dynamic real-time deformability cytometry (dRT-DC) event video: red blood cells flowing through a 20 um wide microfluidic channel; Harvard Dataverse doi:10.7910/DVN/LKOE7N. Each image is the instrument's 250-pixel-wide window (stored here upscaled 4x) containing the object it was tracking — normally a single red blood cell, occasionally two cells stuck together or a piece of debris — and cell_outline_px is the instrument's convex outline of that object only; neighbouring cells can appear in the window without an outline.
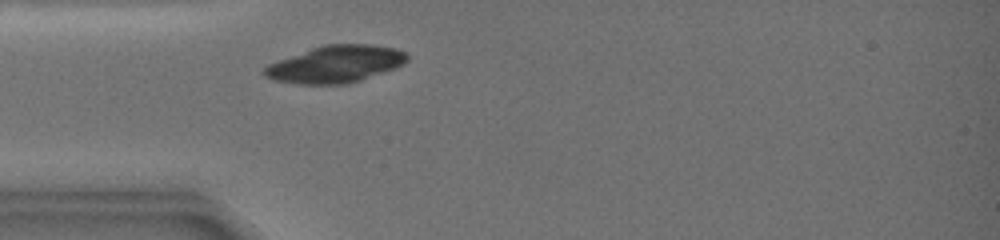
{"species": "common noctule bat (a hibernating species)", "species_latin": "Nyctalus noctula", "temperature_condition": "warm", "stored_images_in_passage": 31, "camera_frame_rate_fps": 3000, "um_per_image_px": 0.085, "animal": {"sex": "female", "body_mass_g": 19.0, "forearm_length_mm": 51.5}, "frame": {"image": 1, "passage_image": 2, "time_ms": 0.333, "image_size_px": [1000, 240], "cell_outline_px": [[408, 60], [404, 64], [356, 80], [340, 84], [308, 84], [276, 80], [268, 76], [264, 72], [264, 68], [268, 64], [276, 60], [324, 44], [372, 44], [396, 48], [408, 52]], "centroid_in_image_um": [28.54, 5.41], "position_along_channel_um": 56.5, "area_um2": 30.17}}
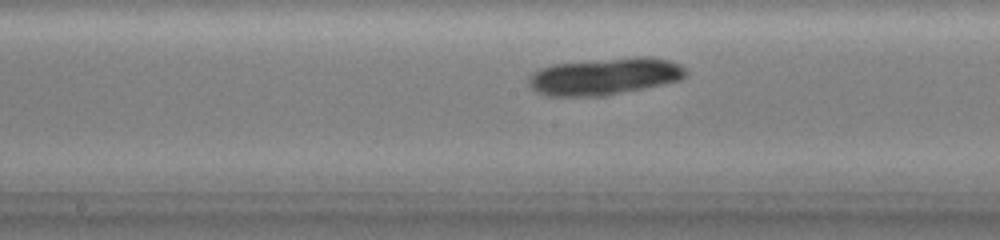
{"frame": {"image": 2, "passage_image": 14, "time_ms": 4.333, "image_size_px": [1000, 240], "cell_outline_px": [[684, 76], [680, 80], [600, 96], [552, 96], [540, 92], [528, 80], [540, 68], [552, 64], [640, 56], [648, 56], [668, 60], [680, 64], [684, 68]], "centroid_in_image_um": [51.43, 6.47], "position_along_channel_um": 196.8, "area_um2": 32.83}}
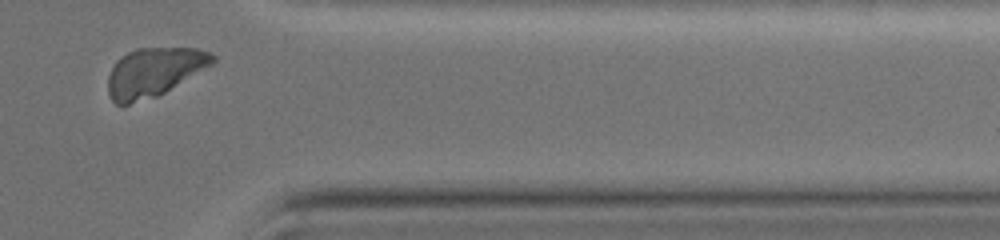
{"frame": {"image": 3, "passage_image": 30, "time_ms": 10.0, "image_size_px": [1000, 240], "cell_outline_px": [[216, 60], [212, 64], [164, 92], [156, 96], [128, 104], [116, 104], [112, 100], [108, 92], [108, 76], [116, 60], [120, 56], [136, 48], [196, 48], [212, 52], [216, 56]], "centroid_in_image_um": [13.08, 6.1], "position_along_channel_um": 398.3, "area_um2": 29.48}}